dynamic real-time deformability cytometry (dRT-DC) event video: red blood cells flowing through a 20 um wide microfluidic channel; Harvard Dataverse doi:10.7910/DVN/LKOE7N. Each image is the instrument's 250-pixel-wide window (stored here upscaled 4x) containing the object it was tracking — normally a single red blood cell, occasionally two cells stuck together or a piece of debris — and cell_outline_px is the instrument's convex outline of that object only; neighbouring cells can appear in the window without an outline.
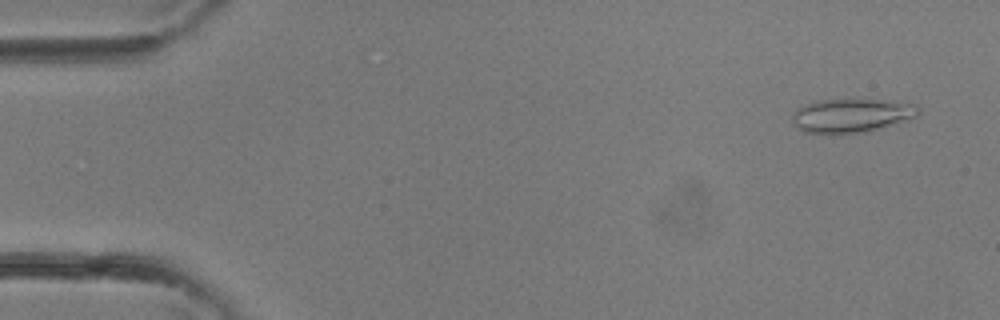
{"species": "common noctule bat (a hibernating species)", "species_latin": "Nyctalus noctula", "temperature_condition": "room temperature", "stored_images_in_passage": 33, "camera_frame_rate_fps": 3000, "um_per_image_px": 0.085, "animal": {"sex": "female"}, "frame": {"image": 1, "passage_image": 2, "time_ms": 0.333, "image_size_px": [1000, 320], "cell_outline_px": [[920, 112], [916, 116], [868, 132], [804, 132], [796, 128], [792, 124], [792, 116], [804, 104], [816, 100], [844, 96], [856, 96], [912, 104], [920, 108]], "centroid_in_image_um": [72.34, 9.74], "position_along_channel_um": 12.7, "area_um2": 25.37}}
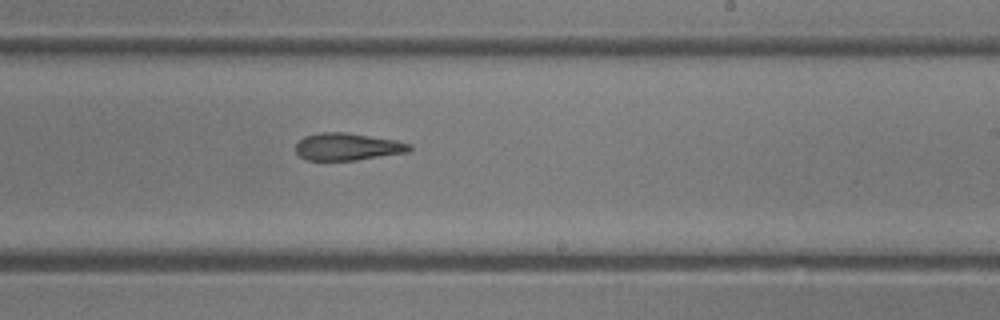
{"frame": {"image": 2, "passage_image": 20, "time_ms": 6.333, "image_size_px": [1000, 320], "cell_outline_px": [[412, 148], [408, 152], [356, 160], [304, 160], [296, 152], [296, 144], [304, 136], [320, 132], [348, 132], [396, 140], [412, 144]], "centroid_in_image_um": [29.54, 12.46], "position_along_channel_um": 259.5, "area_um2": 18.21}}
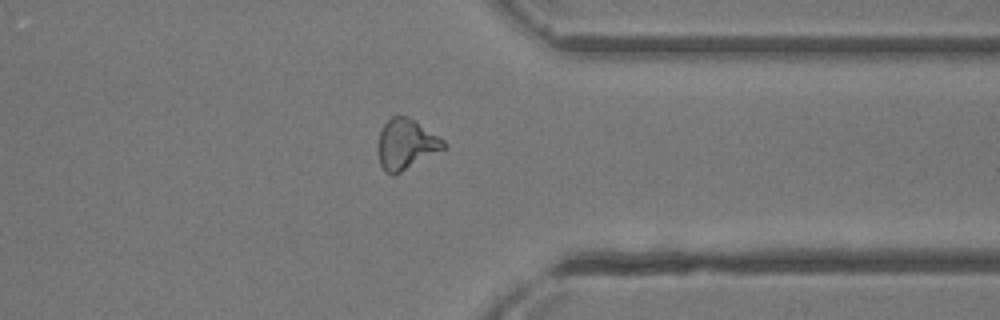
{"frame": {"image": 3, "passage_image": 26, "time_ms": 8.333, "image_size_px": [1000, 320], "cell_outline_px": [[448, 148], [392, 176], [384, 172], [380, 164], [376, 148], [380, 132], [384, 124], [392, 116], [408, 116], [444, 140], [448, 144]], "centroid_in_image_um": [34.51, 12.28], "position_along_channel_um": 376.9, "area_um2": 19.48}}